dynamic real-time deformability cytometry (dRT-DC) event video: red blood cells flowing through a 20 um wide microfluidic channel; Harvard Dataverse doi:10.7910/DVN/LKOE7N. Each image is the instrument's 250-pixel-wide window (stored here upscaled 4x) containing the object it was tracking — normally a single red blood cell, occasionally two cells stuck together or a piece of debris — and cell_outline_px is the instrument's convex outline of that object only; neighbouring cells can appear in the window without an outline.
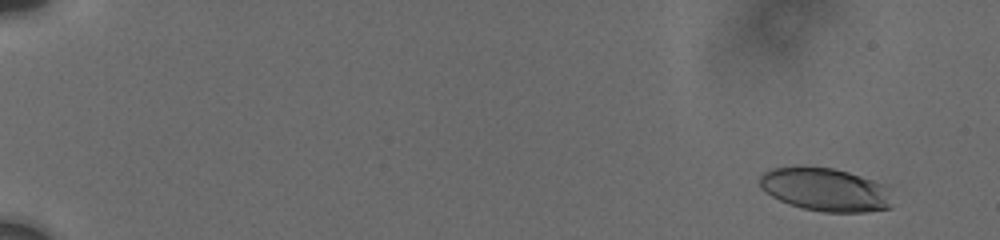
{"species": "human", "species_latin": "Homo sapiens", "temperature_condition": "cold", "stored_images_in_passage": 13, "camera_frame_rate_fps": 3000, "um_per_image_px": 0.085, "donor": {"sex": "male"}, "frame": {"image": 1, "passage_image": 2, "time_ms": 1.0, "image_size_px": [1000, 240], "cell_outline_px": [[888, 208], [864, 212], [824, 212], [804, 208], [788, 204], [764, 192], [760, 188], [760, 176], [764, 172], [772, 168], [796, 164], [804, 164], [832, 168], [848, 172], [888, 184]], "centroid_in_image_um": [70.08, 16.07], "position_along_channel_um": 14.9, "area_um2": 33.87}}
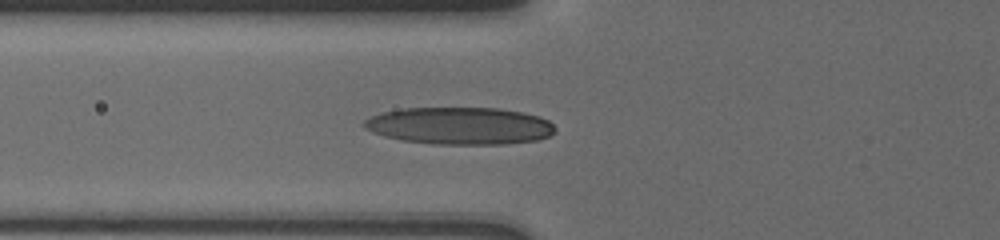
{"frame": {"image": 2, "passage_image": 11, "time_ms": 7.667, "image_size_px": [1000, 240], "cell_outline_px": [[556, 132], [548, 136], [536, 140], [504, 144], [436, 144], [404, 140], [384, 136], [372, 132], [364, 128], [364, 120], [372, 116], [384, 112], [404, 108], [500, 108], [524, 112], [540, 116], [548, 120], [556, 128]], "centroid_in_image_um": [39.12, 10.69], "position_along_channel_um": 86.7, "area_um2": 41.44}}
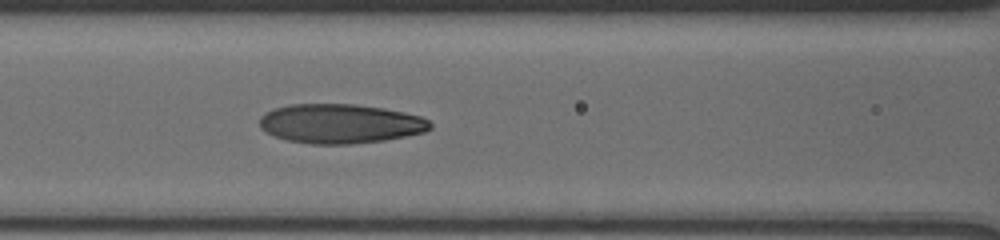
{"frame": {"image": 3, "passage_image": 13, "time_ms": 9.0, "image_size_px": [1000, 240], "cell_outline_px": [[432, 128], [424, 132], [384, 140], [352, 144], [312, 144], [288, 140], [264, 132], [260, 128], [260, 116], [264, 112], [272, 108], [288, 104], [356, 104], [384, 108], [404, 112], [420, 116], [428, 120], [432, 124]], "centroid_in_image_um": [28.89, 10.5], "position_along_channel_um": 137.7, "area_um2": 39.36}}